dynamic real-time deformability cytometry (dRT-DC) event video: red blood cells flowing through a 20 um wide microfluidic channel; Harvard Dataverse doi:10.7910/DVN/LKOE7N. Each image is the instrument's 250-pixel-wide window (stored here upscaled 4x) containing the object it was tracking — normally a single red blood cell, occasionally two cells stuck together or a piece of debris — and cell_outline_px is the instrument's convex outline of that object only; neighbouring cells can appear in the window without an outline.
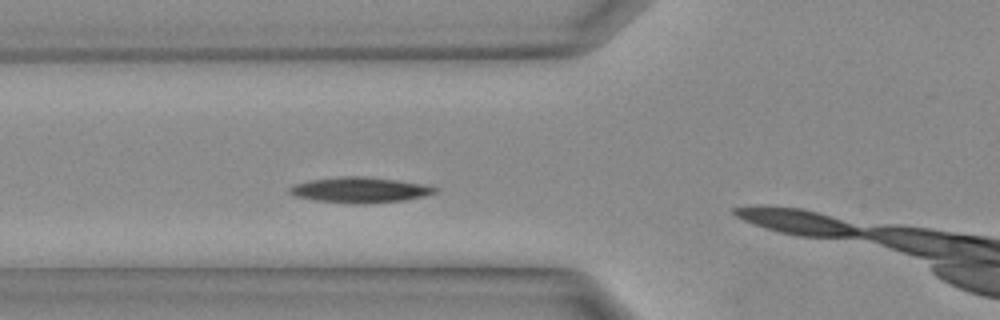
{"species": "Egyptian fruit bat (a non-hibernating species)", "species_latin": "Rousettus aegyptiacus", "temperature_condition": "warm", "stored_images_in_passage": 6, "camera_frame_rate_fps": 3000, "um_per_image_px": 0.085, "animal": {"sex": "female"}, "frame": {"image": 1, "passage_image": 5, "time_ms": 1.333, "image_size_px": [1000, 320], "cell_outline_px": [[440, 188], [436, 192], [424, 196], [404, 200], [360, 204], [316, 200], [292, 196], [288, 192], [288, 188], [296, 184], [308, 180], [340, 176], [364, 176], [396, 180], [424, 184]], "centroid_in_image_um": [30.57, 16.13], "position_along_channel_um": 95.2, "area_um2": 21.62}}